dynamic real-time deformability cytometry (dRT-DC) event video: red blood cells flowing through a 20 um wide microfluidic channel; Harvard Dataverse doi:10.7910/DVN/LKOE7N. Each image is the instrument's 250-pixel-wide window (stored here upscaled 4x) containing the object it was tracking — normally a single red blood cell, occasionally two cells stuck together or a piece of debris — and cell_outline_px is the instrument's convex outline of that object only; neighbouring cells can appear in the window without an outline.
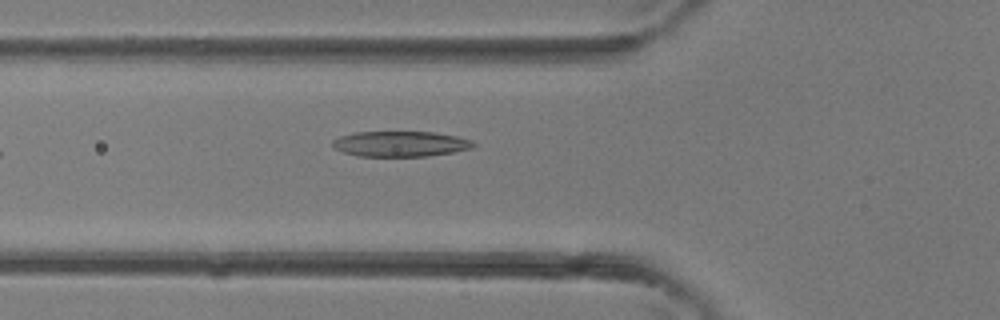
{"species": "common noctule bat (a hibernating species)", "species_latin": "Nyctalus noctula", "temperature_condition": "room temperature", "stored_images_in_passage": 5, "camera_frame_rate_fps": 3000, "um_per_image_px": 0.085, "animal": {"sex": "female"}, "frame": {"image": 1, "passage_image": 5, "time_ms": 1.333, "image_size_px": [1000, 320], "cell_outline_px": [[476, 144], [472, 148], [452, 152], [428, 156], [356, 156], [332, 148], [332, 140], [340, 136], [352, 132], [432, 132], [456, 136], [472, 140]], "centroid_in_image_um": [34.0, 12.23], "position_along_channel_um": 91.8, "area_um2": 20.92}}